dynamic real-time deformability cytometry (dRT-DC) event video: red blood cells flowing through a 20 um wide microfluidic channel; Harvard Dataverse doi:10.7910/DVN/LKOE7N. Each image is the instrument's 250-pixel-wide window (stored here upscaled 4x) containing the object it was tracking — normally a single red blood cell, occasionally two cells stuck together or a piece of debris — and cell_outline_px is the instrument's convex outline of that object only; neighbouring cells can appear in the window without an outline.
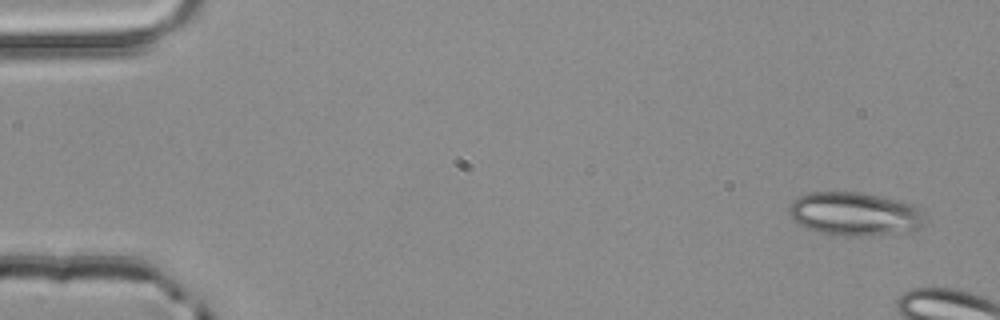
{"species": "common noctule bat (a hibernating species)", "species_latin": "Nyctalus noctula", "temperature_condition": "room temperature", "stored_images_in_passage": 5, "camera_frame_rate_fps": 3000, "um_per_image_px": 0.085, "animal": {"sex": "male", "body_mass_g": 20.4}, "frame": {"image": 1, "passage_image": 1, "time_ms": 0.0, "image_size_px": [1000, 320], "cell_outline_px": [[924, 224], [920, 228], [904, 232], [872, 236], [844, 236], [820, 232], [808, 228], [792, 220], [788, 212], [788, 208], [792, 200], [796, 196], [808, 192], [860, 192], [900, 200], [912, 204], [920, 208]], "centroid_in_image_um": [72.62, 18.18], "position_along_channel_um": 12.4, "area_um2": 34.74}}